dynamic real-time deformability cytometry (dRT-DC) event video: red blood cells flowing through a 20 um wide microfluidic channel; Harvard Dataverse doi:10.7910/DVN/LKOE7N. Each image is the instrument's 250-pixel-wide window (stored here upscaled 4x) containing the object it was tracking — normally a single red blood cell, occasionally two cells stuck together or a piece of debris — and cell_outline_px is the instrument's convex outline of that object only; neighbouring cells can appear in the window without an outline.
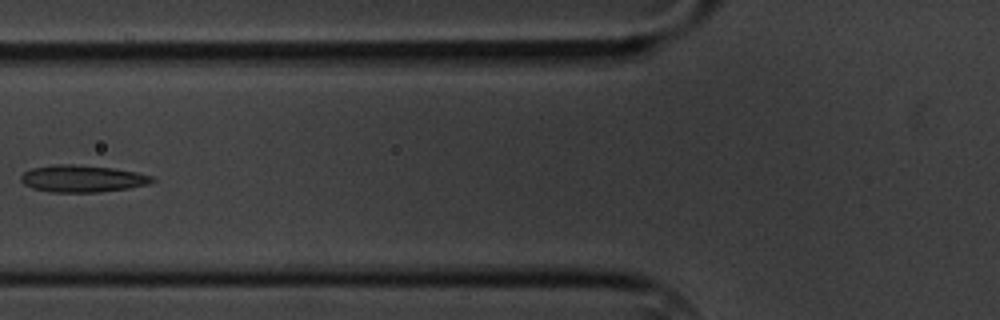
{"species": "common noctule bat (a hibernating species)", "species_latin": "Nyctalus noctula", "temperature_condition": "cold", "stored_images_in_passage": 6, "camera_frame_rate_fps": 3000, "um_per_image_px": 0.085, "animal": {"sex": "male", "body_mass_g": 20.1, "forearm_length_mm": 53.5}, "frame": {"image": 1, "passage_image": 6, "time_ms": 6.0, "image_size_px": [1000, 320], "cell_outline_px": [[156, 180], [148, 184], [128, 188], [100, 192], [52, 192], [32, 188], [24, 184], [20, 180], [20, 176], [24, 172], [32, 168], [60, 164], [72, 164], [112, 168], [136, 172], [152, 176]], "centroid_in_image_um": [6.99, 15.19], "position_along_channel_um": 118.8, "area_um2": 20.52}}